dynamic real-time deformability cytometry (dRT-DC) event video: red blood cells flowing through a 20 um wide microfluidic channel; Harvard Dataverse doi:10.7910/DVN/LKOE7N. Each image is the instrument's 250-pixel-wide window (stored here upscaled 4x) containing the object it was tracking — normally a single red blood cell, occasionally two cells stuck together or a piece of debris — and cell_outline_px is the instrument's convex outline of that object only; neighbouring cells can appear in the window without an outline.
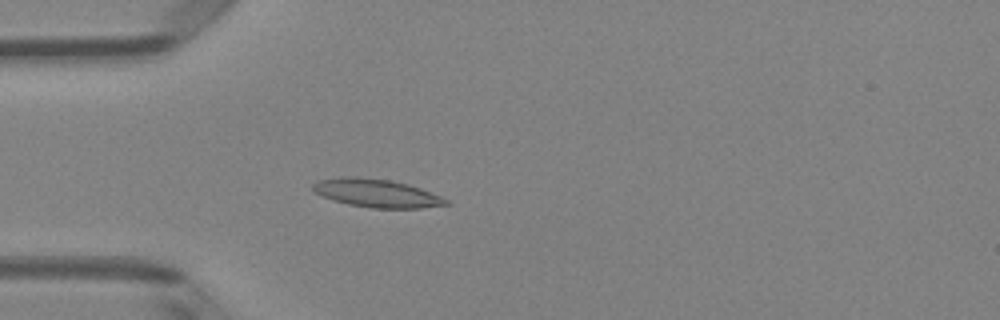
{"species": "Egyptian fruit bat (a non-hibernating species)", "species_latin": "Rousettus aegyptiacus", "temperature_condition": "room temperature", "stored_images_in_passage": 51, "camera_frame_rate_fps": 3000, "um_per_image_px": 0.085, "animal": {"sex": "female"}, "frame": {"image": 1, "passage_image": 15, "time_ms": 4.667, "image_size_px": [1000, 320], "cell_outline_px": [[452, 204], [420, 208], [372, 208], [348, 204], [324, 196], [316, 192], [312, 188], [312, 184], [320, 180], [344, 176], [356, 176], [388, 180], [408, 184], [420, 188], [440, 196], [448, 200]], "centroid_in_image_um": [32.04, 16.42], "position_along_channel_um": 53.0, "area_um2": 21.62}}
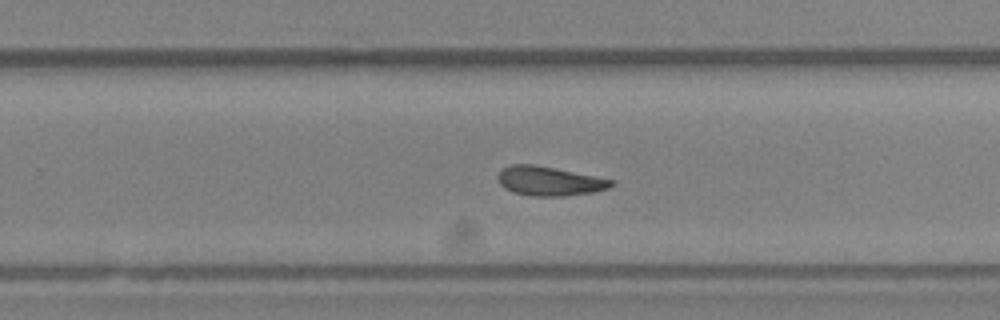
{"frame": {"image": 2, "passage_image": 33, "time_ms": 10.667, "image_size_px": [1000, 320], "cell_outline_px": [[616, 184], [608, 188], [592, 192], [564, 196], [532, 196], [512, 192], [504, 188], [500, 184], [496, 176], [500, 168], [512, 164], [532, 164], [596, 176], [616, 180]], "centroid_in_image_um": [46.67, 15.39], "position_along_channel_um": 283.1, "area_um2": 19.48}}
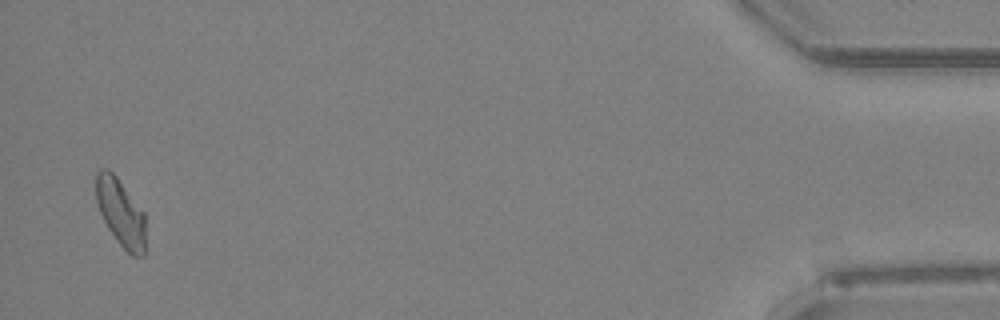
{"frame": {"image": 3, "passage_image": 50, "time_ms": 16.333, "image_size_px": [1000, 320], "cell_outline_px": [[144, 256], [132, 256], [116, 240], [108, 228], [100, 212], [96, 200], [96, 172], [100, 168], [108, 168], [116, 176], [144, 212]], "centroid_in_image_um": [10.24, 18.05], "position_along_channel_um": 425.0, "area_um2": 19.25}, "authors_computed_cell_mechanics": {"area_um2": 19.7676, "velocity_mm_per_s": 3.9951, "shape_relaxation_time_tau1_ms": 5.1363, "shape_relaxation_time_tau2_ms": 4.3864, "deformation_change_tau1": 0.1475, "deformation_change_tau2": 0.1291}}